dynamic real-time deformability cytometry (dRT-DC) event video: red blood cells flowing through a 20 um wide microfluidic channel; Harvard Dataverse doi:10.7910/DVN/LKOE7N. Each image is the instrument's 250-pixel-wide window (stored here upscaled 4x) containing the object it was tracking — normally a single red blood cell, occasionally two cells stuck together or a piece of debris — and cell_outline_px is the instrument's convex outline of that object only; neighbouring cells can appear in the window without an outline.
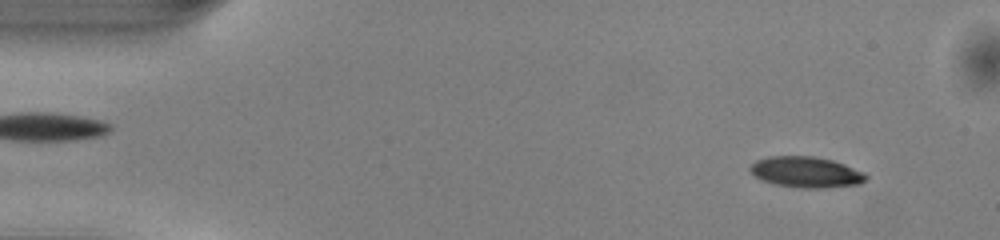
{"species": "common noctule bat (a hibernating species)", "species_latin": "Nyctalus noctula", "temperature_condition": "warm", "stored_images_in_passage": 49, "camera_frame_rate_fps": 3000, "um_per_image_px": 0.085, "animal": {"sex": "male", "body_mass_g": 13.0, "forearm_length_mm": 53.1}, "frame": {"image": 1, "passage_image": 4, "time_ms": 1.0, "image_size_px": [1000, 240], "cell_outline_px": [[868, 176], [860, 184], [824, 188], [800, 188], [776, 184], [760, 180], [748, 168], [756, 160], [768, 156], [812, 156], [832, 160], [844, 164], [864, 172]], "centroid_in_image_um": [68.51, 14.63], "position_along_channel_um": 16.5, "area_um2": 20.81}}
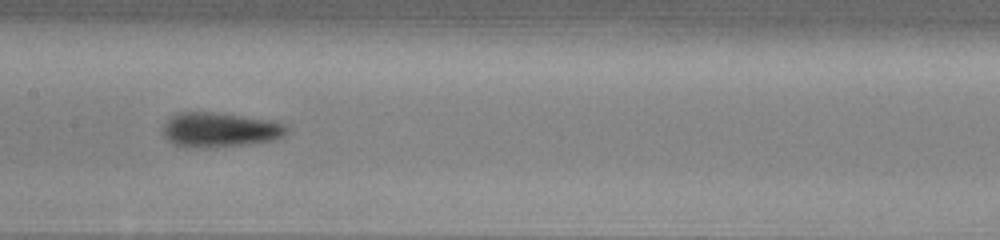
{"frame": {"image": 2, "passage_image": 24, "time_ms": 7.667, "image_size_px": [1000, 240], "cell_outline_px": [[288, 132], [284, 136], [272, 140], [248, 144], [204, 148], [184, 148], [172, 144], [164, 136], [164, 124], [176, 112], [216, 112], [272, 120], [284, 124], [288, 128]], "centroid_in_image_um": [18.67, 11.04], "position_along_channel_um": 188.7, "area_um2": 25.26}}
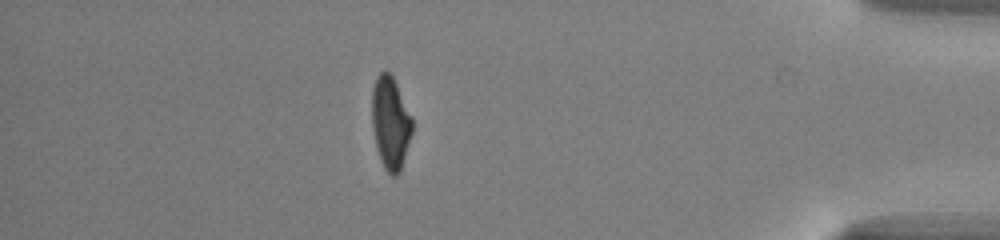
{"frame": {"image": 3, "passage_image": 43, "time_ms": 14.0, "image_size_px": [1000, 240], "cell_outline_px": [[412, 132], [400, 172], [396, 176], [392, 176], [384, 168], [380, 160], [376, 148], [372, 128], [372, 88], [376, 76], [380, 72], [388, 72], [392, 76], [412, 116]], "centroid_in_image_um": [33.17, 10.46], "position_along_channel_um": 402.0, "area_um2": 21.73}, "authors_computed_cell_mechanics": {"area_um2": 22.6576, "velocity_mm_per_s": 4.108, "shape_relaxation_time_tau1_ms": 2.808, "shape_relaxation_time_tau2_ms": 2.179, "deformation_change_tau1": 0.1487, "deformation_change_tau2": 0.0711}}